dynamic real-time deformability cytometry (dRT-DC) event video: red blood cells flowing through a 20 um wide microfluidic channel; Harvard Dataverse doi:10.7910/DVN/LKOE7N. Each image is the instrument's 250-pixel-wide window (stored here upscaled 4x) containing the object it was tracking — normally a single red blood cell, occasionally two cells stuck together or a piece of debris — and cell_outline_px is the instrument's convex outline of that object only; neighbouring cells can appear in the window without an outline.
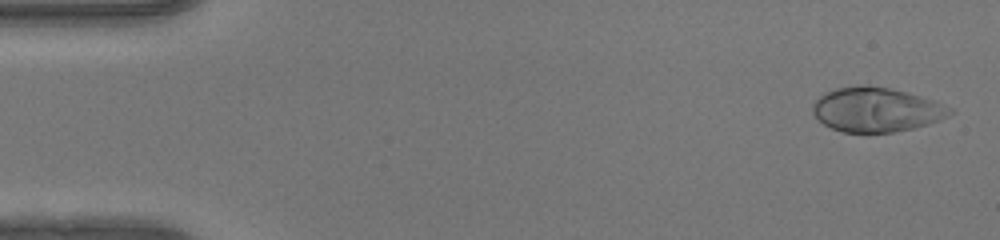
{"species": "human", "species_latin": "Homo sapiens", "temperature_condition": "warm", "stored_images_in_passage": 49, "camera_frame_rate_fps": 3000, "um_per_image_px": 0.085, "donor": {"sex": "female"}, "frame": {"image": 1, "passage_image": 2, "time_ms": 0.333, "image_size_px": [1000, 240], "cell_outline_px": [[956, 112], [940, 120], [928, 124], [912, 128], [892, 132], [844, 132], [832, 128], [824, 124], [812, 112], [812, 104], [824, 92], [836, 88], [856, 84], [868, 84], [892, 88], [920, 96], [932, 100], [952, 108]], "centroid_in_image_um": [74.48, 9.29], "position_along_channel_um": 10.5, "area_um2": 35.66}}
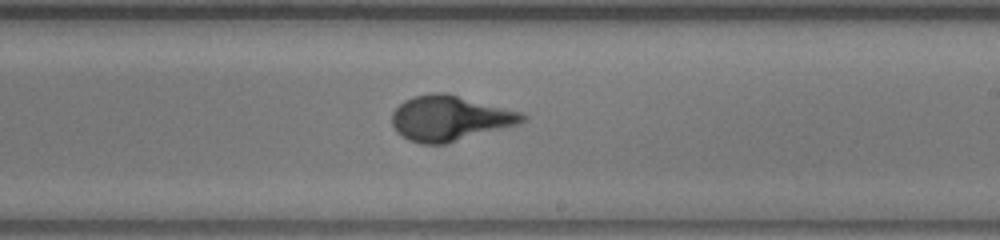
{"frame": {"image": 2, "passage_image": 29, "time_ms": 9.333, "image_size_px": [1000, 240], "cell_outline_px": [[528, 120], [520, 124], [444, 144], [420, 144], [408, 140], [396, 132], [392, 124], [392, 112], [404, 100], [412, 96], [432, 92], [448, 92], [524, 112], [528, 116]], "centroid_in_image_um": [38.28, 10.03], "position_along_channel_um": 250.7, "area_um2": 35.03}}
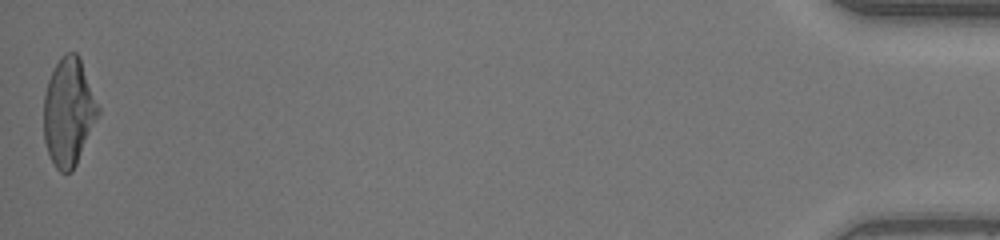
{"frame": {"image": 3, "passage_image": 49, "time_ms": 16.0, "image_size_px": [1000, 240], "cell_outline_px": [[100, 112], [76, 164], [72, 172], [60, 172], [56, 168], [48, 152], [44, 140], [44, 96], [48, 80], [60, 56], [64, 52], [76, 52], [80, 56], [100, 108]], "centroid_in_image_um": [5.84, 9.48], "position_along_channel_um": 429.4, "area_um2": 34.16}, "authors_computed_cell_mechanics": {"area_um2": 33.7552, "velocity_mm_per_s": 4.2047, "shape_relaxation_time_tau1_ms": 3.7019, "shape_relaxation_time_tau2_ms": null, "deformation_change_tau1": 0.2565, "deformation_change_tau2": null}}